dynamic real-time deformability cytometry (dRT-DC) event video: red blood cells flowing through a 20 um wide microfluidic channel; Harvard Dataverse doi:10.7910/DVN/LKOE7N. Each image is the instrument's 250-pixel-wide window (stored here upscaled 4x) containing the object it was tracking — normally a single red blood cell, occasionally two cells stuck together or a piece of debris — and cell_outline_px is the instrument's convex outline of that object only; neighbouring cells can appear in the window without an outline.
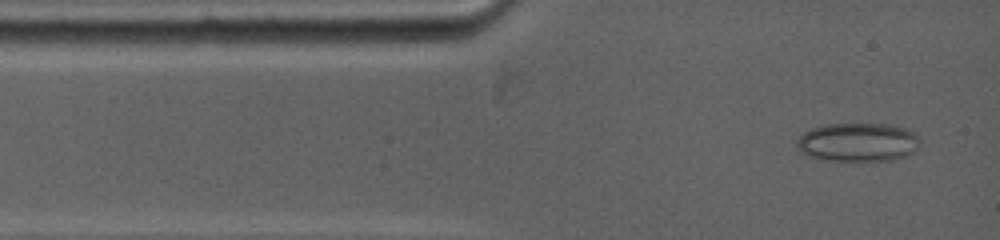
{"species": "common noctule bat (a hibernating species)", "species_latin": "Nyctalus noctula", "temperature_condition": "warm", "stored_images_in_passage": 4, "camera_frame_rate_fps": 5000, "um_per_image_px": 0.085, "animal": {"sex": "female", "body_mass_g": 19.0, "forearm_length_mm": 53.3}, "frame": {"image": 1, "passage_image": 1, "time_ms": 0.0, "image_size_px": [1000, 240], "cell_outline_px": [[920, 144], [908, 156], [892, 160], [828, 160], [808, 156], [800, 152], [796, 148], [796, 144], [800, 136], [816, 128], [836, 124], [880, 124], [896, 128], [908, 132]], "centroid_in_image_um": [72.85, 12.13], "position_along_channel_um": 12.2, "area_um2": 26.59}}